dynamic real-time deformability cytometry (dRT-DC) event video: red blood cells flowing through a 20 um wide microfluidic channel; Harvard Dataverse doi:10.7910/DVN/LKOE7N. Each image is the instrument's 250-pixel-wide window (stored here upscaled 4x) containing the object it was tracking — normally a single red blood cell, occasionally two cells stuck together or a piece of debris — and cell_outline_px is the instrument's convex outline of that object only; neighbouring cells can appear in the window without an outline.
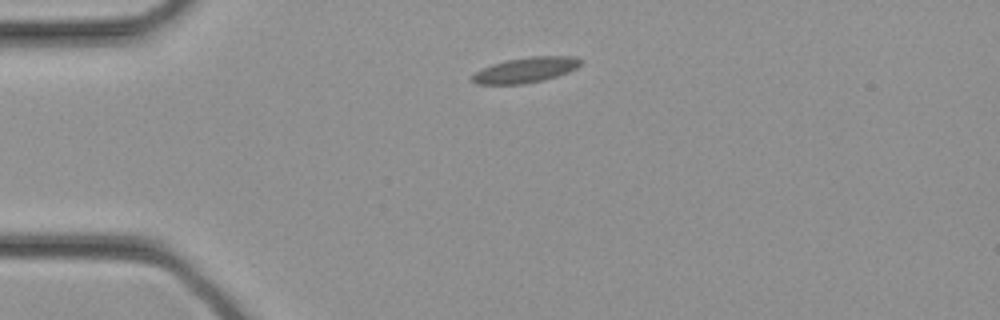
{"species": "common noctule bat (a hibernating species)", "species_latin": "Nyctalus noctula", "temperature_condition": "cold", "stored_images_in_passage": 27, "camera_frame_rate_fps": 3000, "um_per_image_px": 0.085, "animal": {"sex": "female", "body_mass_g": 21.9}, "frame": {"image": 1, "passage_image": 1, "time_ms": 0.0, "image_size_px": [1000, 320], "cell_outline_px": [[584, 60], [576, 68], [568, 72], [544, 80], [524, 84], [476, 84], [472, 80], [472, 76], [476, 72], [492, 64], [508, 60], [532, 56], [576, 56]], "centroid_in_image_um": [44.73, 5.94], "position_along_channel_um": 40.3, "area_um2": 15.9}}
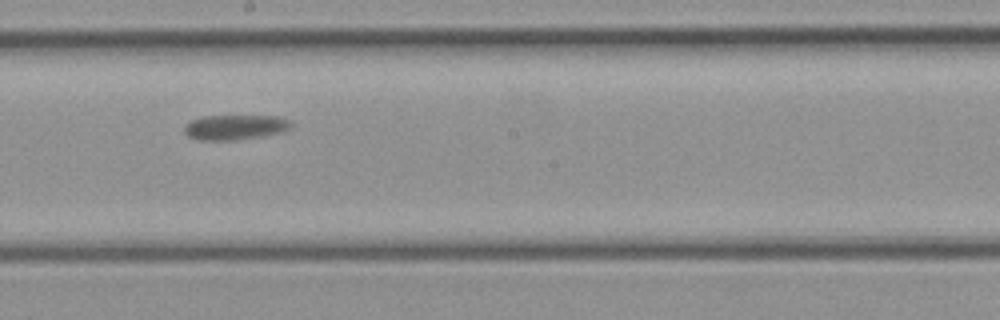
{"frame": {"image": 2, "passage_image": 12, "time_ms": 3.667, "image_size_px": [1000, 320], "cell_outline_px": [[292, 128], [284, 132], [264, 136], [236, 140], [196, 140], [188, 136], [184, 132], [184, 124], [192, 120], [204, 116], [276, 116], [288, 120], [292, 124]], "centroid_in_image_um": [19.98, 10.82], "position_along_channel_um": 228.2, "area_um2": 15.72}}
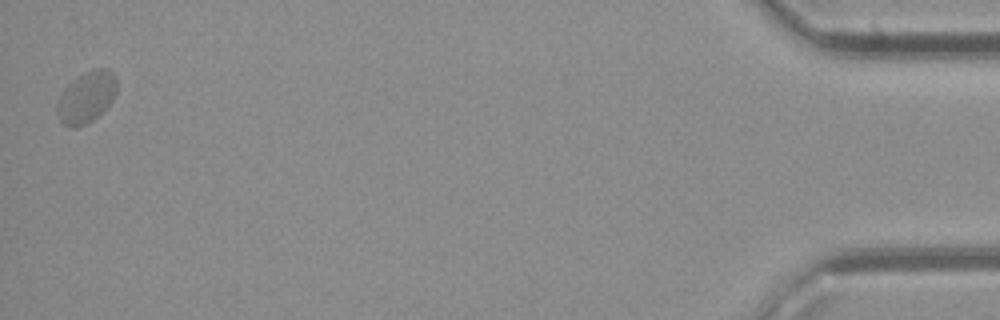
{"frame": {"image": 3, "passage_image": 27, "time_ms": 8.667, "image_size_px": [1000, 320], "cell_outline_px": [[116, 92], [112, 100], [92, 120], [76, 128], [68, 128], [56, 116], [56, 104], [64, 88], [72, 80], [84, 72], [92, 68], [108, 68], [116, 76]], "centroid_in_image_um": [7.31, 8.24], "position_along_channel_um": 427.9, "area_um2": 17.92}}